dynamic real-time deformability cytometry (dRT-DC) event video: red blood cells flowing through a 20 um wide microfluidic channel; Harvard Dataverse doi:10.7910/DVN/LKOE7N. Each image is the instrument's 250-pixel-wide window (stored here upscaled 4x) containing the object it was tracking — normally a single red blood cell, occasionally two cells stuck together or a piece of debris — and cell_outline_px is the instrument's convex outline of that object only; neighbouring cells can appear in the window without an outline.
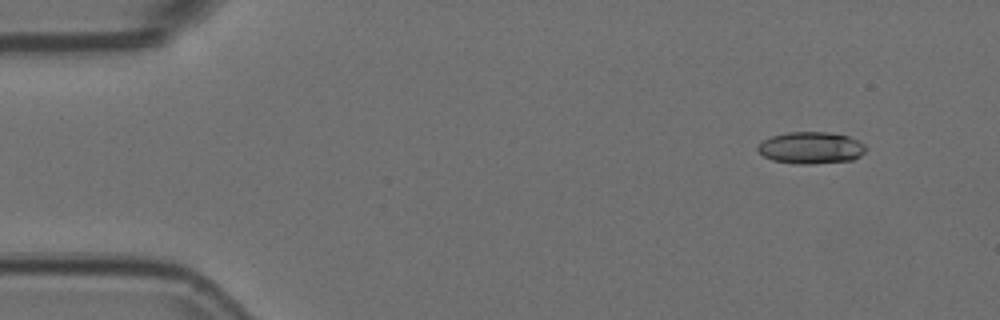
{"species": "Egyptian fruit bat (a non-hibernating species)", "species_latin": "Rousettus aegyptiacus", "temperature_condition": "room temperature", "stored_images_in_passage": 5, "camera_frame_rate_fps": 3000, "um_per_image_px": 0.085, "animal": {"sex": "female"}, "frame": {"image": 1, "passage_image": 2, "time_ms": 0.333, "image_size_px": [1000, 320], "cell_outline_px": [[864, 152], [860, 156], [852, 160], [812, 164], [796, 164], [772, 160], [764, 156], [756, 148], [764, 140], [772, 136], [788, 132], [828, 132], [848, 136], [864, 144]], "centroid_in_image_um": [68.92, 12.57], "position_along_channel_um": 16.1, "area_um2": 19.88}}
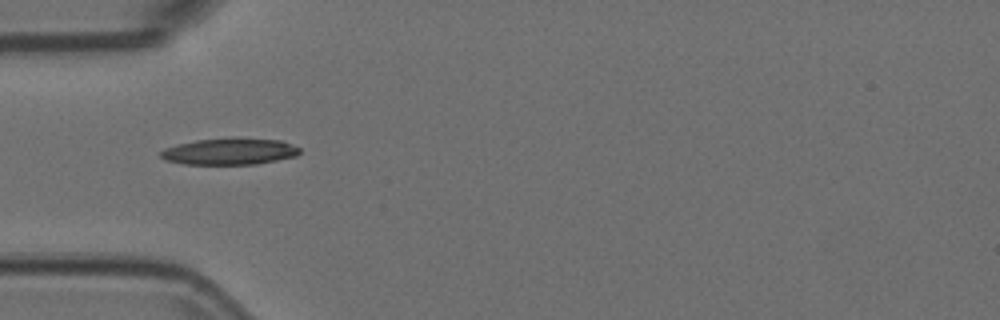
{"frame": {"image": 2, "passage_image": 5, "time_ms": 1.333, "image_size_px": [1000, 320], "cell_outline_px": [[300, 152], [296, 156], [256, 164], [184, 164], [164, 160], [160, 156], [160, 152], [164, 148], [176, 144], [196, 140], [232, 136], [236, 136], [280, 140], [292, 144], [300, 148]], "centroid_in_image_um": [19.51, 12.84], "position_along_channel_um": 65.5, "area_um2": 22.02}}